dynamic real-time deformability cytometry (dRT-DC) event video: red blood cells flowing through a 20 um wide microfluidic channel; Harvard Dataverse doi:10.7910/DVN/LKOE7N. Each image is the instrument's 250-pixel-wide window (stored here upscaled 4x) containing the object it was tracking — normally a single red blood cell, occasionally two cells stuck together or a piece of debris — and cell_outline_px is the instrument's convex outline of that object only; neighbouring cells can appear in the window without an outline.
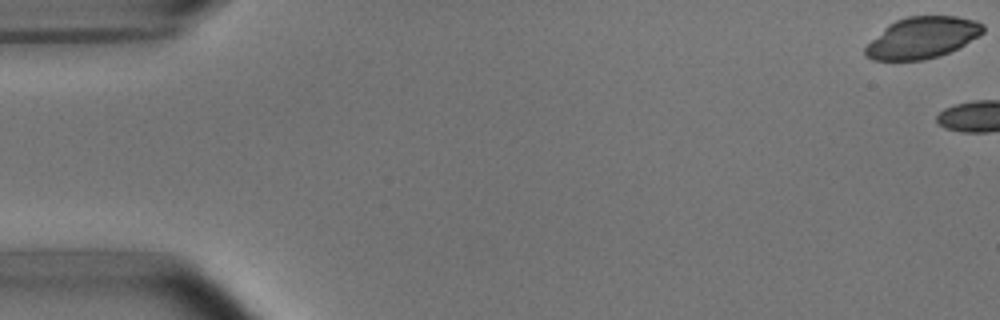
{"species": "common noctule bat (a hibernating species)", "species_latin": "Nyctalus noctula", "temperature_condition": "room temperature", "stored_images_in_passage": 4, "camera_frame_rate_fps": 3000, "um_per_image_px": 0.085, "animal": {"sex": "male", "body_mass_g": 15.6}, "frame": {"image": 1, "passage_image": 1, "time_ms": 0.0, "image_size_px": [1000, 320], "cell_outline_px": [[984, 32], [964, 44], [940, 56], [924, 60], [872, 60], [864, 56], [864, 48], [888, 24], [896, 20], [908, 16], [956, 16], [976, 20], [984, 24]], "centroid_in_image_um": [78.38, 3.2], "position_along_channel_um": 6.6, "area_um2": 28.26}}